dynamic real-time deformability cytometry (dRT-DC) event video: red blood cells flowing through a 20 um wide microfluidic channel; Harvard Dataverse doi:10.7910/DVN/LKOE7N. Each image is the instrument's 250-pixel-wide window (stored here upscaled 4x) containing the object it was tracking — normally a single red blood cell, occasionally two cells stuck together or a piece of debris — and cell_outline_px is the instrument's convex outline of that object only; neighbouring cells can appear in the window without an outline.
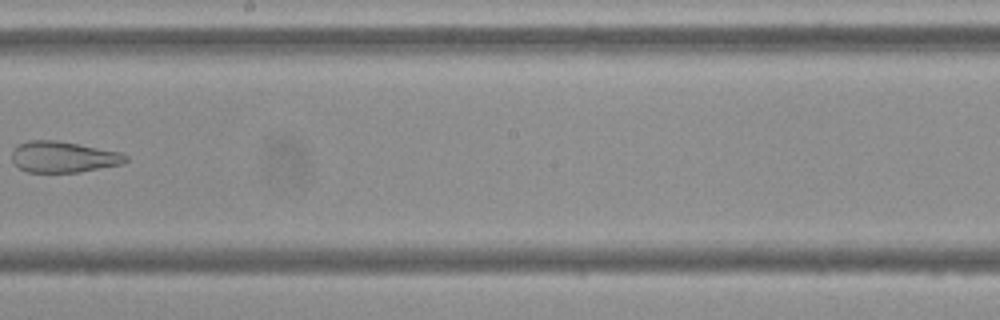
{"species": "Egyptian fruit bat (a non-hibernating species)", "species_latin": "Rousettus aegyptiacus", "temperature_condition": "cold", "stored_images_in_passage": 9, "camera_frame_rate_fps": 3000, "um_per_image_px": 0.085, "frame": {"image": 1, "passage_image": 8, "time_ms": 9.333, "image_size_px": [1000, 320], "cell_outline_px": [[128, 160], [124, 164], [80, 172], [28, 172], [20, 168], [12, 160], [12, 148], [28, 140], [56, 140], [120, 152], [128, 156]], "centroid_in_image_um": [5.4, 13.34], "position_along_channel_um": 242.8, "area_um2": 20.63}}